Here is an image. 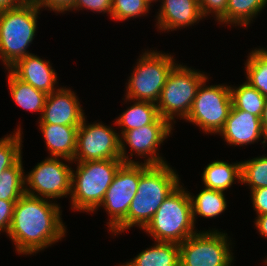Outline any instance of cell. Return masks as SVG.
Instances as JSON below:
<instances>
[{
	"label": "cell",
	"mask_w": 267,
	"mask_h": 266,
	"mask_svg": "<svg viewBox=\"0 0 267 266\" xmlns=\"http://www.w3.org/2000/svg\"><path fill=\"white\" fill-rule=\"evenodd\" d=\"M74 91L60 87L47 94L39 124L80 126L85 114Z\"/></svg>",
	"instance_id": "cell-14"
},
{
	"label": "cell",
	"mask_w": 267,
	"mask_h": 266,
	"mask_svg": "<svg viewBox=\"0 0 267 266\" xmlns=\"http://www.w3.org/2000/svg\"><path fill=\"white\" fill-rule=\"evenodd\" d=\"M131 73L126 86V101L157 103L166 80L176 65L173 56L157 50L145 51Z\"/></svg>",
	"instance_id": "cell-7"
},
{
	"label": "cell",
	"mask_w": 267,
	"mask_h": 266,
	"mask_svg": "<svg viewBox=\"0 0 267 266\" xmlns=\"http://www.w3.org/2000/svg\"><path fill=\"white\" fill-rule=\"evenodd\" d=\"M232 105L257 117L262 116L266 97L248 82L239 87H231Z\"/></svg>",
	"instance_id": "cell-25"
},
{
	"label": "cell",
	"mask_w": 267,
	"mask_h": 266,
	"mask_svg": "<svg viewBox=\"0 0 267 266\" xmlns=\"http://www.w3.org/2000/svg\"><path fill=\"white\" fill-rule=\"evenodd\" d=\"M19 127L13 135L0 138V174L22 157V133Z\"/></svg>",
	"instance_id": "cell-29"
},
{
	"label": "cell",
	"mask_w": 267,
	"mask_h": 266,
	"mask_svg": "<svg viewBox=\"0 0 267 266\" xmlns=\"http://www.w3.org/2000/svg\"><path fill=\"white\" fill-rule=\"evenodd\" d=\"M61 207L48 199L24 194L15 203L8 235L18 253L31 255L61 240L66 233Z\"/></svg>",
	"instance_id": "cell-1"
},
{
	"label": "cell",
	"mask_w": 267,
	"mask_h": 266,
	"mask_svg": "<svg viewBox=\"0 0 267 266\" xmlns=\"http://www.w3.org/2000/svg\"><path fill=\"white\" fill-rule=\"evenodd\" d=\"M219 134L230 146L253 144L262 137L264 139L260 117L236 109L233 105Z\"/></svg>",
	"instance_id": "cell-15"
},
{
	"label": "cell",
	"mask_w": 267,
	"mask_h": 266,
	"mask_svg": "<svg viewBox=\"0 0 267 266\" xmlns=\"http://www.w3.org/2000/svg\"><path fill=\"white\" fill-rule=\"evenodd\" d=\"M112 2V0H75L73 6L69 10L86 8L97 13H108L111 17Z\"/></svg>",
	"instance_id": "cell-31"
},
{
	"label": "cell",
	"mask_w": 267,
	"mask_h": 266,
	"mask_svg": "<svg viewBox=\"0 0 267 266\" xmlns=\"http://www.w3.org/2000/svg\"><path fill=\"white\" fill-rule=\"evenodd\" d=\"M149 166V164L138 162L123 163L119 167L100 204L110 216L107 222L109 231L112 232L126 218L137 192L139 178Z\"/></svg>",
	"instance_id": "cell-10"
},
{
	"label": "cell",
	"mask_w": 267,
	"mask_h": 266,
	"mask_svg": "<svg viewBox=\"0 0 267 266\" xmlns=\"http://www.w3.org/2000/svg\"><path fill=\"white\" fill-rule=\"evenodd\" d=\"M157 18V27L162 31H173L198 23L204 17L198 0H162Z\"/></svg>",
	"instance_id": "cell-17"
},
{
	"label": "cell",
	"mask_w": 267,
	"mask_h": 266,
	"mask_svg": "<svg viewBox=\"0 0 267 266\" xmlns=\"http://www.w3.org/2000/svg\"><path fill=\"white\" fill-rule=\"evenodd\" d=\"M207 78L203 72L177 63L170 72L157 101L159 116L171 124L172 121L176 122L174 121L176 116L185 119L200 85Z\"/></svg>",
	"instance_id": "cell-6"
},
{
	"label": "cell",
	"mask_w": 267,
	"mask_h": 266,
	"mask_svg": "<svg viewBox=\"0 0 267 266\" xmlns=\"http://www.w3.org/2000/svg\"><path fill=\"white\" fill-rule=\"evenodd\" d=\"M204 187L225 191L230 188L234 180L241 182V162L229 164L225 161H213L203 170Z\"/></svg>",
	"instance_id": "cell-20"
},
{
	"label": "cell",
	"mask_w": 267,
	"mask_h": 266,
	"mask_svg": "<svg viewBox=\"0 0 267 266\" xmlns=\"http://www.w3.org/2000/svg\"><path fill=\"white\" fill-rule=\"evenodd\" d=\"M255 227L259 234L267 238V214L258 215L255 220Z\"/></svg>",
	"instance_id": "cell-36"
},
{
	"label": "cell",
	"mask_w": 267,
	"mask_h": 266,
	"mask_svg": "<svg viewBox=\"0 0 267 266\" xmlns=\"http://www.w3.org/2000/svg\"><path fill=\"white\" fill-rule=\"evenodd\" d=\"M76 163V171L72 169L71 207L81 212H94L124 162L122 159H106Z\"/></svg>",
	"instance_id": "cell-3"
},
{
	"label": "cell",
	"mask_w": 267,
	"mask_h": 266,
	"mask_svg": "<svg viewBox=\"0 0 267 266\" xmlns=\"http://www.w3.org/2000/svg\"><path fill=\"white\" fill-rule=\"evenodd\" d=\"M22 157L0 174V199L19 200L25 194V174Z\"/></svg>",
	"instance_id": "cell-27"
},
{
	"label": "cell",
	"mask_w": 267,
	"mask_h": 266,
	"mask_svg": "<svg viewBox=\"0 0 267 266\" xmlns=\"http://www.w3.org/2000/svg\"><path fill=\"white\" fill-rule=\"evenodd\" d=\"M266 4L267 0H228L225 13L217 21L248 27Z\"/></svg>",
	"instance_id": "cell-23"
},
{
	"label": "cell",
	"mask_w": 267,
	"mask_h": 266,
	"mask_svg": "<svg viewBox=\"0 0 267 266\" xmlns=\"http://www.w3.org/2000/svg\"><path fill=\"white\" fill-rule=\"evenodd\" d=\"M226 235L209 230L188 237L179 244L180 266H231L234 256Z\"/></svg>",
	"instance_id": "cell-9"
},
{
	"label": "cell",
	"mask_w": 267,
	"mask_h": 266,
	"mask_svg": "<svg viewBox=\"0 0 267 266\" xmlns=\"http://www.w3.org/2000/svg\"><path fill=\"white\" fill-rule=\"evenodd\" d=\"M39 127L50 152V157H60L62 160L73 163L79 126L40 124Z\"/></svg>",
	"instance_id": "cell-18"
},
{
	"label": "cell",
	"mask_w": 267,
	"mask_h": 266,
	"mask_svg": "<svg viewBox=\"0 0 267 266\" xmlns=\"http://www.w3.org/2000/svg\"><path fill=\"white\" fill-rule=\"evenodd\" d=\"M179 185V175L170 165H150L139 178L126 218L111 233L120 234L135 225L144 229L165 198Z\"/></svg>",
	"instance_id": "cell-2"
},
{
	"label": "cell",
	"mask_w": 267,
	"mask_h": 266,
	"mask_svg": "<svg viewBox=\"0 0 267 266\" xmlns=\"http://www.w3.org/2000/svg\"><path fill=\"white\" fill-rule=\"evenodd\" d=\"M26 0H0V11L15 8Z\"/></svg>",
	"instance_id": "cell-37"
},
{
	"label": "cell",
	"mask_w": 267,
	"mask_h": 266,
	"mask_svg": "<svg viewBox=\"0 0 267 266\" xmlns=\"http://www.w3.org/2000/svg\"><path fill=\"white\" fill-rule=\"evenodd\" d=\"M172 126L173 124L167 119L159 116L152 124L125 131L120 137V151L123 162L138 163V161L128 158L127 150H125V146L128 144L131 150V156H133L132 152L134 151L140 157L142 156L145 159L147 157L144 160L145 164L161 165L167 163L157 151L163 141L170 136Z\"/></svg>",
	"instance_id": "cell-12"
},
{
	"label": "cell",
	"mask_w": 267,
	"mask_h": 266,
	"mask_svg": "<svg viewBox=\"0 0 267 266\" xmlns=\"http://www.w3.org/2000/svg\"><path fill=\"white\" fill-rule=\"evenodd\" d=\"M266 142H267V131L264 133V140L261 143L266 144Z\"/></svg>",
	"instance_id": "cell-39"
},
{
	"label": "cell",
	"mask_w": 267,
	"mask_h": 266,
	"mask_svg": "<svg viewBox=\"0 0 267 266\" xmlns=\"http://www.w3.org/2000/svg\"><path fill=\"white\" fill-rule=\"evenodd\" d=\"M40 9L30 0L0 11V58L6 69L32 54L27 48L34 39Z\"/></svg>",
	"instance_id": "cell-4"
},
{
	"label": "cell",
	"mask_w": 267,
	"mask_h": 266,
	"mask_svg": "<svg viewBox=\"0 0 267 266\" xmlns=\"http://www.w3.org/2000/svg\"><path fill=\"white\" fill-rule=\"evenodd\" d=\"M147 2H148V4L151 6V3L153 2V1H155L156 2V0H146Z\"/></svg>",
	"instance_id": "cell-40"
},
{
	"label": "cell",
	"mask_w": 267,
	"mask_h": 266,
	"mask_svg": "<svg viewBox=\"0 0 267 266\" xmlns=\"http://www.w3.org/2000/svg\"><path fill=\"white\" fill-rule=\"evenodd\" d=\"M17 201L0 199V232L3 231L8 234L14 213V206Z\"/></svg>",
	"instance_id": "cell-33"
},
{
	"label": "cell",
	"mask_w": 267,
	"mask_h": 266,
	"mask_svg": "<svg viewBox=\"0 0 267 266\" xmlns=\"http://www.w3.org/2000/svg\"><path fill=\"white\" fill-rule=\"evenodd\" d=\"M111 18L125 21L149 13L150 5L146 0H112Z\"/></svg>",
	"instance_id": "cell-30"
},
{
	"label": "cell",
	"mask_w": 267,
	"mask_h": 266,
	"mask_svg": "<svg viewBox=\"0 0 267 266\" xmlns=\"http://www.w3.org/2000/svg\"><path fill=\"white\" fill-rule=\"evenodd\" d=\"M179 185L162 202L151 221L143 229L156 241L182 243L198 231L194 230L189 192Z\"/></svg>",
	"instance_id": "cell-5"
},
{
	"label": "cell",
	"mask_w": 267,
	"mask_h": 266,
	"mask_svg": "<svg viewBox=\"0 0 267 266\" xmlns=\"http://www.w3.org/2000/svg\"><path fill=\"white\" fill-rule=\"evenodd\" d=\"M206 80L200 85L186 121L196 124L206 134H218L224 127L232 108L230 86H206Z\"/></svg>",
	"instance_id": "cell-8"
},
{
	"label": "cell",
	"mask_w": 267,
	"mask_h": 266,
	"mask_svg": "<svg viewBox=\"0 0 267 266\" xmlns=\"http://www.w3.org/2000/svg\"><path fill=\"white\" fill-rule=\"evenodd\" d=\"M34 3L39 9L48 7L49 10H53L55 12L63 13L65 11H69V9L73 6L75 0H30Z\"/></svg>",
	"instance_id": "cell-34"
},
{
	"label": "cell",
	"mask_w": 267,
	"mask_h": 266,
	"mask_svg": "<svg viewBox=\"0 0 267 266\" xmlns=\"http://www.w3.org/2000/svg\"><path fill=\"white\" fill-rule=\"evenodd\" d=\"M253 208L257 215L267 214V188L250 190Z\"/></svg>",
	"instance_id": "cell-35"
},
{
	"label": "cell",
	"mask_w": 267,
	"mask_h": 266,
	"mask_svg": "<svg viewBox=\"0 0 267 266\" xmlns=\"http://www.w3.org/2000/svg\"><path fill=\"white\" fill-rule=\"evenodd\" d=\"M241 183L248 184L251 190L267 188V156L241 162Z\"/></svg>",
	"instance_id": "cell-28"
},
{
	"label": "cell",
	"mask_w": 267,
	"mask_h": 266,
	"mask_svg": "<svg viewBox=\"0 0 267 266\" xmlns=\"http://www.w3.org/2000/svg\"><path fill=\"white\" fill-rule=\"evenodd\" d=\"M260 119H261L263 131L265 133L267 131V99L265 101L263 113Z\"/></svg>",
	"instance_id": "cell-38"
},
{
	"label": "cell",
	"mask_w": 267,
	"mask_h": 266,
	"mask_svg": "<svg viewBox=\"0 0 267 266\" xmlns=\"http://www.w3.org/2000/svg\"><path fill=\"white\" fill-rule=\"evenodd\" d=\"M192 204L193 221L196 215L204 218H213L223 213L227 208L226 198L223 191L204 188L196 196L189 193Z\"/></svg>",
	"instance_id": "cell-24"
},
{
	"label": "cell",
	"mask_w": 267,
	"mask_h": 266,
	"mask_svg": "<svg viewBox=\"0 0 267 266\" xmlns=\"http://www.w3.org/2000/svg\"><path fill=\"white\" fill-rule=\"evenodd\" d=\"M198 2L203 17L212 13L218 20L225 13L228 0H198Z\"/></svg>",
	"instance_id": "cell-32"
},
{
	"label": "cell",
	"mask_w": 267,
	"mask_h": 266,
	"mask_svg": "<svg viewBox=\"0 0 267 266\" xmlns=\"http://www.w3.org/2000/svg\"><path fill=\"white\" fill-rule=\"evenodd\" d=\"M121 159L120 135L103 123L86 124L84 117L78 127L73 161L86 162Z\"/></svg>",
	"instance_id": "cell-13"
},
{
	"label": "cell",
	"mask_w": 267,
	"mask_h": 266,
	"mask_svg": "<svg viewBox=\"0 0 267 266\" xmlns=\"http://www.w3.org/2000/svg\"><path fill=\"white\" fill-rule=\"evenodd\" d=\"M8 74L7 84L15 103L27 111L41 112L42 116L47 94L18 79L9 69Z\"/></svg>",
	"instance_id": "cell-21"
},
{
	"label": "cell",
	"mask_w": 267,
	"mask_h": 266,
	"mask_svg": "<svg viewBox=\"0 0 267 266\" xmlns=\"http://www.w3.org/2000/svg\"><path fill=\"white\" fill-rule=\"evenodd\" d=\"M120 266H180L179 244L156 241V244L141 251L133 260Z\"/></svg>",
	"instance_id": "cell-19"
},
{
	"label": "cell",
	"mask_w": 267,
	"mask_h": 266,
	"mask_svg": "<svg viewBox=\"0 0 267 266\" xmlns=\"http://www.w3.org/2000/svg\"><path fill=\"white\" fill-rule=\"evenodd\" d=\"M18 79L28 83L35 89L51 94L57 84V74L49 60H43L40 57L29 54L17 60L8 68Z\"/></svg>",
	"instance_id": "cell-16"
},
{
	"label": "cell",
	"mask_w": 267,
	"mask_h": 266,
	"mask_svg": "<svg viewBox=\"0 0 267 266\" xmlns=\"http://www.w3.org/2000/svg\"><path fill=\"white\" fill-rule=\"evenodd\" d=\"M158 117L155 103L136 100L132 106L122 112L115 123L122 129L120 134L122 135L125 131L152 124Z\"/></svg>",
	"instance_id": "cell-22"
},
{
	"label": "cell",
	"mask_w": 267,
	"mask_h": 266,
	"mask_svg": "<svg viewBox=\"0 0 267 266\" xmlns=\"http://www.w3.org/2000/svg\"><path fill=\"white\" fill-rule=\"evenodd\" d=\"M245 63L247 81L267 99V49L251 51Z\"/></svg>",
	"instance_id": "cell-26"
},
{
	"label": "cell",
	"mask_w": 267,
	"mask_h": 266,
	"mask_svg": "<svg viewBox=\"0 0 267 266\" xmlns=\"http://www.w3.org/2000/svg\"><path fill=\"white\" fill-rule=\"evenodd\" d=\"M71 182L72 168L58 158L49 157L26 174L25 193L52 200L66 197L71 194Z\"/></svg>",
	"instance_id": "cell-11"
}]
</instances>
